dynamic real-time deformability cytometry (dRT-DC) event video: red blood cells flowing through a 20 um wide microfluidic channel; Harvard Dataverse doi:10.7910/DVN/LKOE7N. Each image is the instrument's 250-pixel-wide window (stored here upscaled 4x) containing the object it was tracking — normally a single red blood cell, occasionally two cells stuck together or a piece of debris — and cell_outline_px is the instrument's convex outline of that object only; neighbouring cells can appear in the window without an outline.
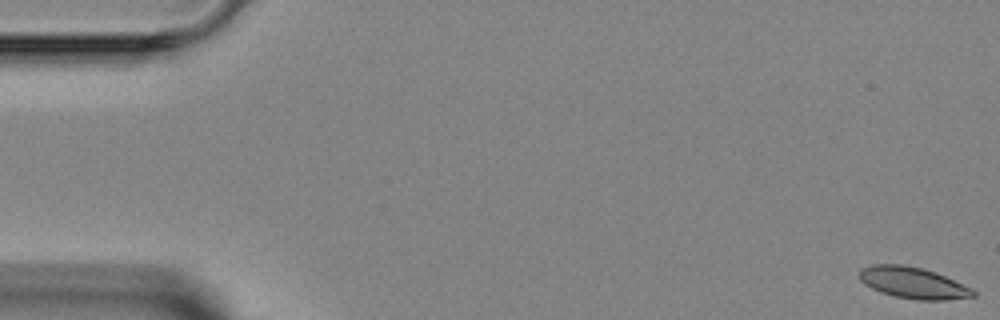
{"species": "Egyptian fruit bat (a non-hibernating species)", "species_latin": "Rousettus aegyptiacus", "temperature_condition": "room temperature", "stored_images_in_passage": 5, "camera_frame_rate_fps": 3000, "um_per_image_px": 0.085, "animal": {"sex": "female"}, "frame": {"image": 1, "passage_image": 1, "time_ms": 0.0, "image_size_px": [1000, 320], "cell_outline_px": [[976, 296], [944, 300], [916, 300], [896, 296], [880, 292], [864, 284], [860, 280], [860, 268], [872, 264], [900, 264], [924, 268], [936, 272], [972, 288], [976, 292]], "centroid_in_image_um": [77.61, 24.03], "position_along_channel_um": 7.4, "area_um2": 20.87}}